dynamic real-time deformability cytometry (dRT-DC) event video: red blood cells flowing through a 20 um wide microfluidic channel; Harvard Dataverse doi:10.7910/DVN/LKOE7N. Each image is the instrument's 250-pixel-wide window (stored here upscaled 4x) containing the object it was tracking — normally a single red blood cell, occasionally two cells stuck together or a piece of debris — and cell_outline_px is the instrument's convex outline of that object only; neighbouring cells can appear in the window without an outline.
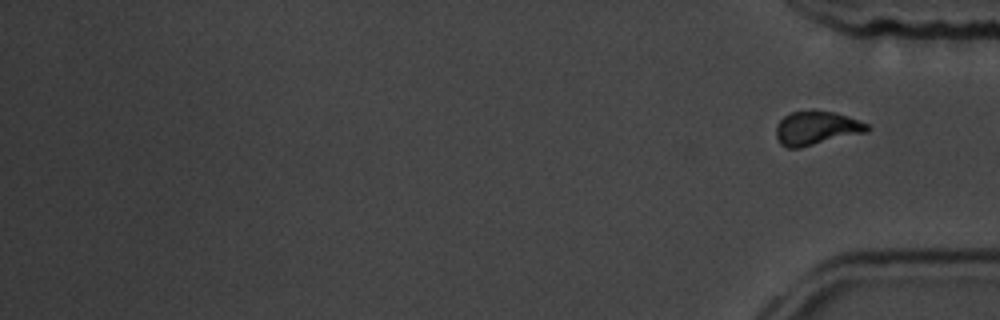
{"species": "common noctule bat (a hibernating species)", "species_latin": "Nyctalus noctula", "temperature_condition": "room temperature", "stored_images_in_passage": 17, "segment_of_instrument_passage": [2, 2], "camera_frame_rate_fps": 3000, "um_per_image_px": 0.085, "animal": {"sex": "male", "body_mass_g": 19.5, "forearm_length_mm": 54.6}, "frame": {"image": 1, "passage_image": 17, "time_ms": 18.333, "image_size_px": [1000, 320], "cell_outline_px": [[872, 128], [868, 132], [800, 148], [788, 148], [780, 144], [776, 140], [776, 124], [784, 116], [792, 112], [812, 108], [832, 112], [848, 116], [860, 120], [868, 124]], "centroid_in_image_um": [69.4, 10.87], "position_along_channel_um": 365.8, "area_um2": 18.5}}